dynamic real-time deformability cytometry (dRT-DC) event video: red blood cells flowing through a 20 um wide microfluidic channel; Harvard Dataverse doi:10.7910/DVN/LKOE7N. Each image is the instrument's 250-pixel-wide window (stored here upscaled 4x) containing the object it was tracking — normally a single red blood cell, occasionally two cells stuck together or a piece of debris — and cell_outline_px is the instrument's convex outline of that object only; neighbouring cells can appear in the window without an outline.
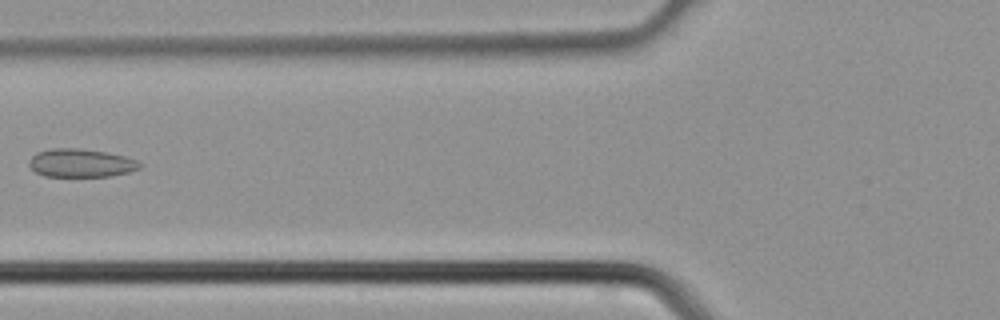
{"species": "common noctule bat (a hibernating species)", "species_latin": "Nyctalus noctula", "temperature_condition": "cold", "stored_images_in_passage": 3, "camera_frame_rate_fps": 3000, "um_per_image_px": 0.085, "animal": {"sex": "male", "body_mass_g": 21.5, "forearm_length_mm": 52.0}, "frame": {"image": 1, "passage_image": 3, "time_ms": 0.667, "image_size_px": [1000, 320], "cell_outline_px": [[144, 164], [140, 168], [128, 172], [108, 176], [44, 176], [36, 172], [28, 164], [28, 160], [36, 152], [52, 148], [80, 148], [108, 152], [124, 156], [136, 160]], "centroid_in_image_um": [6.87, 13.84], "position_along_channel_um": 118.9, "area_um2": 18.32}}